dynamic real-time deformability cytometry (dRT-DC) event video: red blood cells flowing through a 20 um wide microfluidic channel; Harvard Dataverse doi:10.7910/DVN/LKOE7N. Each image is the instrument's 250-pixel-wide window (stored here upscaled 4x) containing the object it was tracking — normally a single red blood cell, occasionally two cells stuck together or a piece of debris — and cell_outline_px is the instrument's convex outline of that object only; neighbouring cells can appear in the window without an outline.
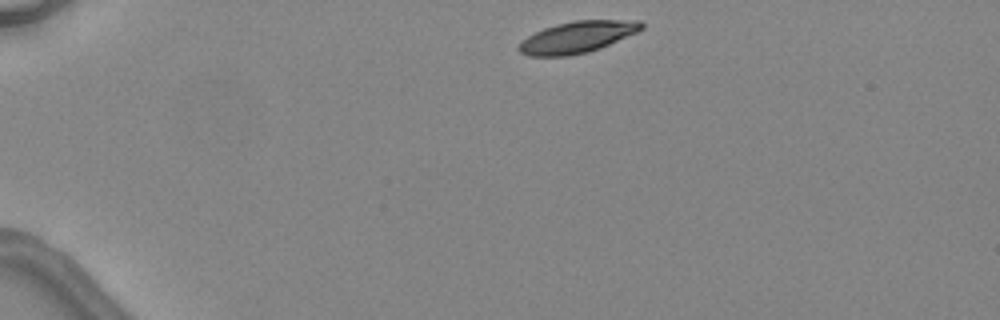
{"species": "common noctule bat (a hibernating species)", "species_latin": "Nyctalus noctula", "temperature_condition": "warm", "stored_images_in_passage": 4, "segment_of_instrument_passage": [2, 2], "camera_frame_rate_fps": 3000, "um_per_image_px": 0.085, "animal": {"sex": "female", "body_mass_g": 24.6, "forearm_length_mm": 56.2}, "frame": {"image": 1, "passage_image": 4, "time_ms": 5.0, "image_size_px": [1000, 320], "cell_outline_px": [[644, 28], [636, 32], [608, 44], [588, 52], [568, 56], [528, 56], [520, 52], [516, 48], [520, 40], [544, 28], [556, 24], [576, 20], [640, 20], [644, 24]], "centroid_in_image_um": [49.02, 3.15], "position_along_channel_um": 36.0, "area_um2": 22.43}}